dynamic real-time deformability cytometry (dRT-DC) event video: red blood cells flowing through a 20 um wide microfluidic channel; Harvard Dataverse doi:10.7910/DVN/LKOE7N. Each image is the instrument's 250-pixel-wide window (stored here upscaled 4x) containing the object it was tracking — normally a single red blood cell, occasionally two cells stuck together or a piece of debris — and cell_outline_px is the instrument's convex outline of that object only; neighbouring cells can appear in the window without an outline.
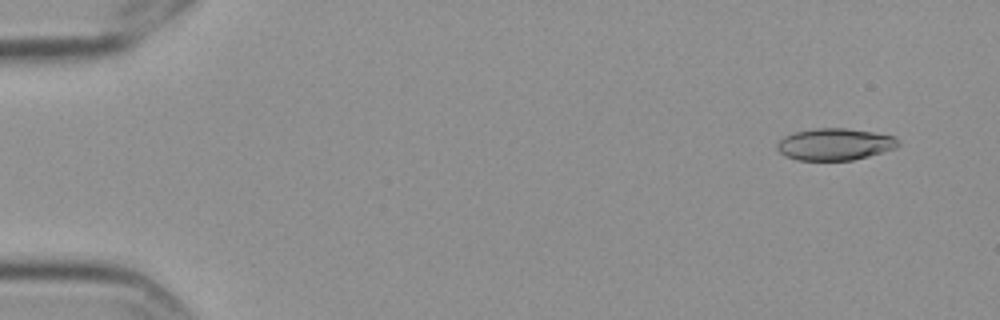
{"species": "Egyptian fruit bat (a non-hibernating species)", "species_latin": "Rousettus aegyptiacus", "temperature_condition": "cold", "stored_images_in_passage": 12, "camera_frame_rate_fps": 3000, "um_per_image_px": 0.085, "frame": {"image": 1, "passage_image": 4, "time_ms": 1.0, "image_size_px": [1000, 320], "cell_outline_px": [[900, 144], [896, 148], [884, 152], [852, 160], [796, 160], [784, 156], [776, 148], [776, 144], [784, 136], [792, 132], [816, 128], [844, 128], [872, 132], [892, 136], [900, 140]], "centroid_in_image_um": [70.94, 12.26], "position_along_channel_um": 14.1, "area_um2": 22.6}}